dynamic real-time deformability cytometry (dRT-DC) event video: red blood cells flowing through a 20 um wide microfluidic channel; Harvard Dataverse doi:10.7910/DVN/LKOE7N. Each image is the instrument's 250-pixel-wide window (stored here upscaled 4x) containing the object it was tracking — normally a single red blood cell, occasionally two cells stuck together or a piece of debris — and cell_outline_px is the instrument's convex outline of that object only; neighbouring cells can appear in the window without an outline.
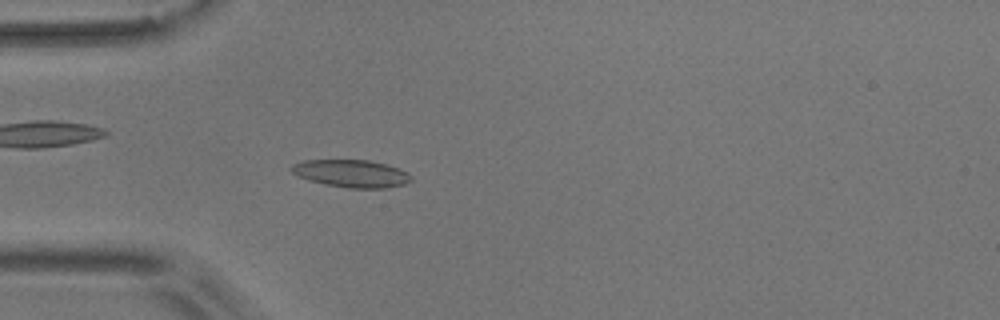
{"species": "common noctule bat (a hibernating species)", "species_latin": "Nyctalus noctula", "temperature_condition": "room temperature", "stored_images_in_passage": 49, "camera_frame_rate_fps": 3000, "um_per_image_px": 0.085, "animal": {"sex": "male", "body_mass_g": 17.9}, "frame": {"image": 1, "passage_image": 10, "time_ms": 3.0, "image_size_px": [1000, 320], "cell_outline_px": [[412, 180], [404, 184], [388, 188], [348, 188], [324, 184], [308, 180], [296, 176], [288, 168], [292, 164], [304, 160], [368, 160], [384, 164], [408, 172], [412, 176]], "centroid_in_image_um": [29.83, 14.75], "position_along_channel_um": 55.2, "area_um2": 19.31}}
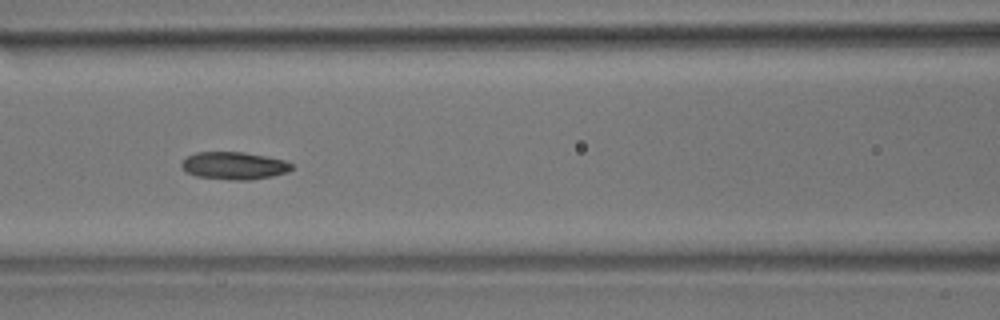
{"frame": {"image": 2, "passage_image": 18, "time_ms": 5.667, "image_size_px": [1000, 320], "cell_outline_px": [[292, 168], [288, 172], [272, 176], [252, 180], [232, 180], [196, 176], [188, 172], [180, 164], [188, 156], [196, 152], [244, 152], [284, 160], [292, 164]], "centroid_in_image_um": [19.92, 14.08], "position_along_channel_um": 146.7, "area_um2": 17.51}}
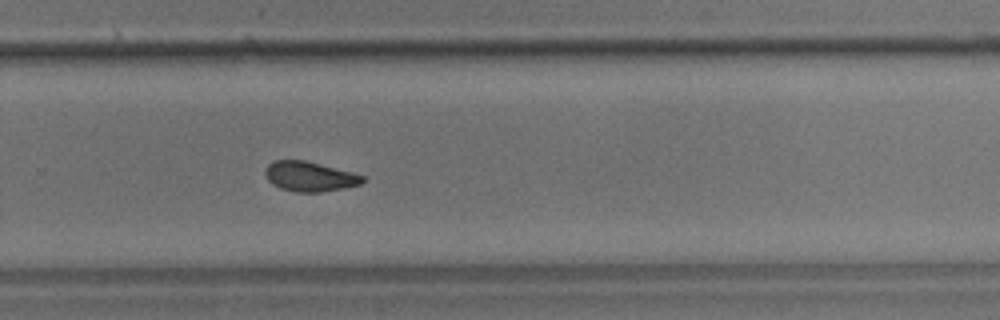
{"frame": {"image": 3, "passage_image": 31, "time_ms": 10.0, "image_size_px": [1000, 320], "cell_outline_px": [[364, 180], [360, 184], [344, 188], [320, 192], [296, 192], [280, 188], [272, 184], [268, 180], [264, 172], [264, 168], [272, 160], [304, 160], [352, 172], [364, 176]], "centroid_in_image_um": [26.28, 15.0], "position_along_channel_um": 303.5, "area_um2": 16.94}, "authors_computed_cell_mechanics": {"area_um2": 17.1666, "velocity_mm_per_s": 3.6313, "shape_relaxation_time_tau1_ms": null, "shape_relaxation_time_tau2_ms": 2.6505, "deformation_change_tau1": null, "deformation_change_tau2": 0.092}}